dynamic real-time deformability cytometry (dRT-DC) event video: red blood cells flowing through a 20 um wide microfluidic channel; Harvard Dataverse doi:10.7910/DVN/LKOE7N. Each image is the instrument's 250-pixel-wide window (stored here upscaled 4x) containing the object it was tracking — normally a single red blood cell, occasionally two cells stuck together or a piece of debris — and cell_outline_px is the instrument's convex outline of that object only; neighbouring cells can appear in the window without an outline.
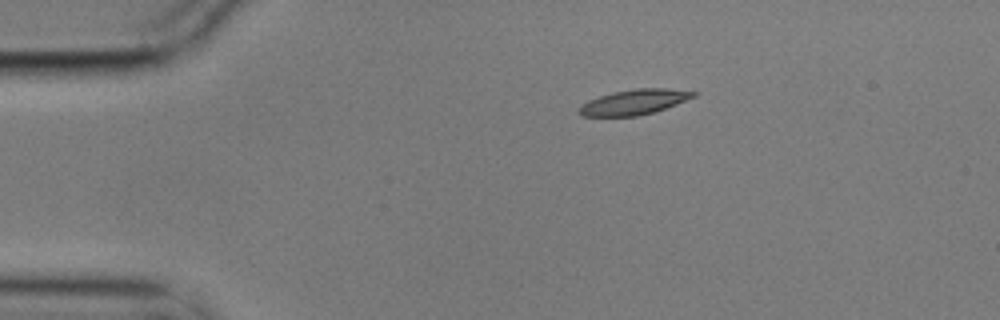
{"species": "common noctule bat (a hibernating species)", "species_latin": "Nyctalus noctula", "temperature_condition": "cold", "stored_images_in_passage": 2, "camera_frame_rate_fps": 3000, "um_per_image_px": 0.085, "animal": {"sex": "male", "body_mass_g": 17.9}, "frame": {"image": 1, "passage_image": 1, "time_ms": 0.0, "image_size_px": [1000, 320], "cell_outline_px": [[700, 92], [696, 96], [676, 104], [652, 112], [636, 116], [580, 116], [576, 112], [576, 108], [580, 104], [588, 100], [612, 92], [636, 88], [664, 88]], "centroid_in_image_um": [53.84, 8.67], "position_along_channel_um": 31.2, "area_um2": 16.88}}